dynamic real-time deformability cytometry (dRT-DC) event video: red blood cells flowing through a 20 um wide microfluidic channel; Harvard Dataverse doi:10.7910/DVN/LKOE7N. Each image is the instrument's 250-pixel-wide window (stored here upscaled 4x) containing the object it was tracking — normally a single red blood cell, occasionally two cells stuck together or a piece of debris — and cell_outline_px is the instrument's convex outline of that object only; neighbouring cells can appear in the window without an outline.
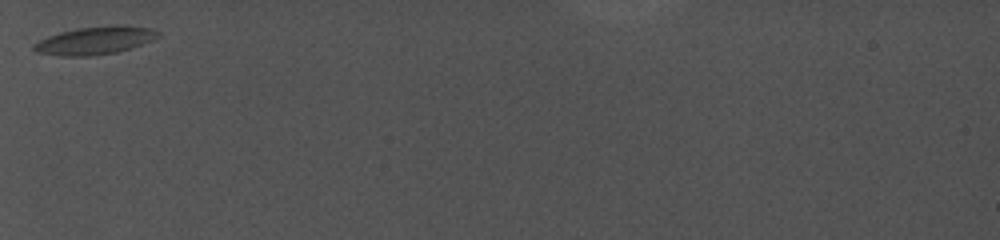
{"species": "common noctule bat (a hibernating species)", "species_latin": "Nyctalus noctula", "temperature_condition": "cold", "stored_images_in_passage": 3, "camera_frame_rate_fps": 5000, "um_per_image_px": 0.085, "animal": {"sex": "female", "body_mass_g": 19.0, "forearm_length_mm": 56.7}, "frame": {"image": 1, "passage_image": 1, "time_ms": 0.0, "image_size_px": [1000, 240], "cell_outline_px": [[164, 32], [160, 36], [152, 40], [132, 48], [116, 52], [88, 56], [60, 56], [36, 52], [32, 48], [32, 44], [48, 36], [60, 32], [80, 28], [124, 24], [152, 28]], "centroid_in_image_um": [8.13, 3.43], "position_along_channel_um": 76.9, "area_um2": 20.35}}